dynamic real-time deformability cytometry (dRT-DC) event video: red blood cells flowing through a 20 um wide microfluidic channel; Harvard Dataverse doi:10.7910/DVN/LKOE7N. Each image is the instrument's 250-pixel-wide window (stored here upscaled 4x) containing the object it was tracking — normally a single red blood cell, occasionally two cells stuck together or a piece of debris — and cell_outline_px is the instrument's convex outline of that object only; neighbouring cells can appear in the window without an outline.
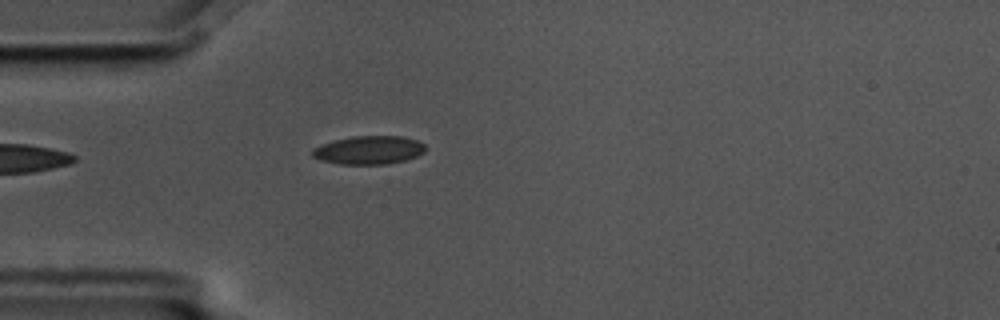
{"species": "common noctule bat (a hibernating species)", "species_latin": "Nyctalus noctula", "temperature_condition": "cold", "stored_images_in_passage": 2, "camera_frame_rate_fps": 3000, "um_per_image_px": 0.085, "animal": {"sex": "male", "body_mass_g": 17.5, "forearm_length_mm": 52.3}, "frame": {"image": 1, "passage_image": 2, "time_ms": 0.333, "image_size_px": [1000, 320], "cell_outline_px": [[428, 148], [424, 152], [416, 156], [404, 160], [388, 164], [340, 164], [320, 160], [312, 156], [312, 148], [336, 140], [352, 136], [404, 136], [416, 140], [424, 144]], "centroid_in_image_um": [31.38, 12.75], "position_along_channel_um": 53.6, "area_um2": 18.67}}